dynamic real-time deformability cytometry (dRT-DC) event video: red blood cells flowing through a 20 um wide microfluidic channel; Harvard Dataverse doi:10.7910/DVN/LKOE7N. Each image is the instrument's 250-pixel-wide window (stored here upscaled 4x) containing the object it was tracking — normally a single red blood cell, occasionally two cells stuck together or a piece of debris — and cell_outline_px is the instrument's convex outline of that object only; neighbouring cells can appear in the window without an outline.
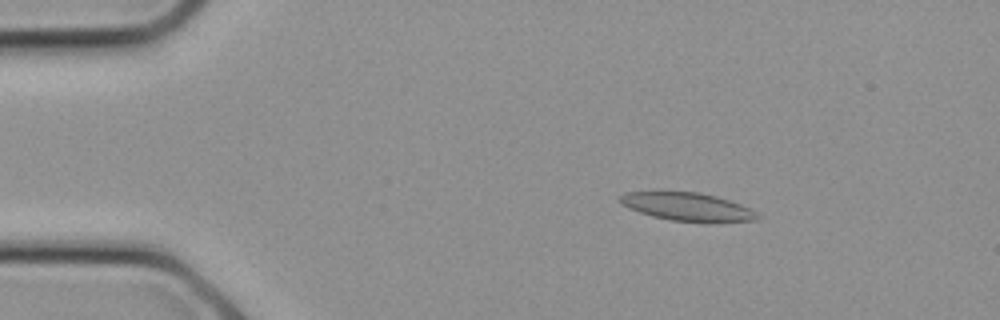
{"species": "common noctule bat (a hibernating species)", "species_latin": "Nyctalus noctula", "temperature_condition": "cold", "stored_images_in_passage": 9, "camera_frame_rate_fps": 3000, "um_per_image_px": 0.085, "animal": {"sex": "female", "body_mass_g": 21.9}, "frame": {"image": 1, "passage_image": 4, "time_ms": 1.0, "image_size_px": [1000, 320], "cell_outline_px": [[760, 216], [756, 220], [708, 224], [672, 220], [652, 216], [628, 208], [620, 204], [616, 200], [624, 192], [656, 188], [700, 192], [716, 196], [740, 204], [748, 208]], "centroid_in_image_um": [58.31, 17.53], "position_along_channel_um": 26.7, "area_um2": 23.99}}
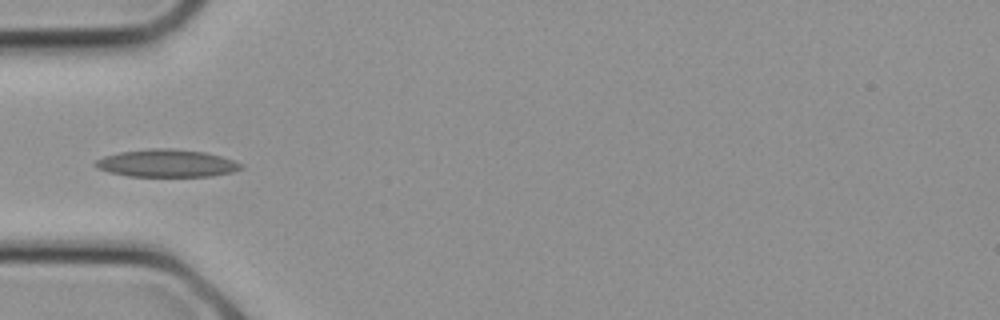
{"frame": {"image": 2, "passage_image": 8, "time_ms": 2.333, "image_size_px": [1000, 320], "cell_outline_px": [[244, 168], [232, 172], [212, 176], [128, 176], [108, 172], [96, 168], [92, 164], [96, 160], [104, 156], [120, 152], [148, 148], [172, 148], [204, 152], [220, 156], [244, 164]], "centroid_in_image_um": [14.15, 13.87], "position_along_channel_um": 70.9, "area_um2": 23.52}}